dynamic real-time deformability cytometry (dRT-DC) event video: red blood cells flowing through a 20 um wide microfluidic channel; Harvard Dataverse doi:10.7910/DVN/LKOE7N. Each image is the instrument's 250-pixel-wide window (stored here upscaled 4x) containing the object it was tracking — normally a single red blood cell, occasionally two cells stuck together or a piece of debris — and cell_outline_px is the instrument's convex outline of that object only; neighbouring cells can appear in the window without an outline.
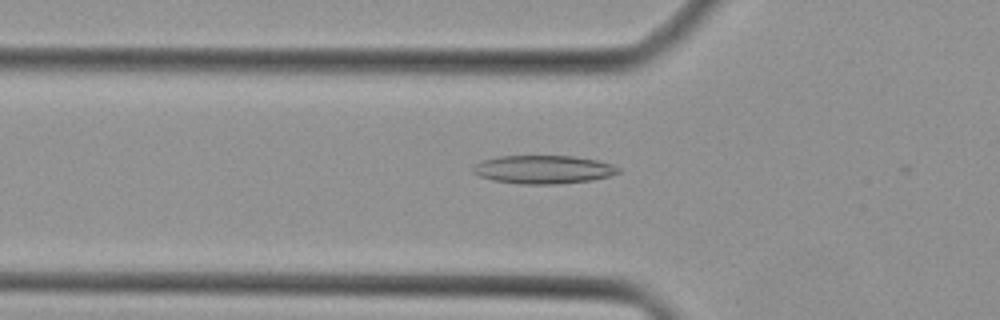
{"species": "Egyptian fruit bat (a non-hibernating species)", "species_latin": "Rousettus aegyptiacus", "temperature_condition": "cold", "stored_images_in_passage": 6, "camera_frame_rate_fps": 3000, "um_per_image_px": 0.085, "animal": {"sex": "female"}, "frame": {"image": 1, "passage_image": 5, "time_ms": 1.333, "image_size_px": [1000, 320], "cell_outline_px": [[620, 172], [608, 176], [592, 180], [556, 184], [520, 184], [492, 180], [480, 176], [472, 172], [472, 164], [480, 160], [496, 156], [572, 156], [596, 160], [612, 164], [620, 168]], "centroid_in_image_um": [46.12, 14.4], "position_along_channel_um": 79.7, "area_um2": 24.16}}